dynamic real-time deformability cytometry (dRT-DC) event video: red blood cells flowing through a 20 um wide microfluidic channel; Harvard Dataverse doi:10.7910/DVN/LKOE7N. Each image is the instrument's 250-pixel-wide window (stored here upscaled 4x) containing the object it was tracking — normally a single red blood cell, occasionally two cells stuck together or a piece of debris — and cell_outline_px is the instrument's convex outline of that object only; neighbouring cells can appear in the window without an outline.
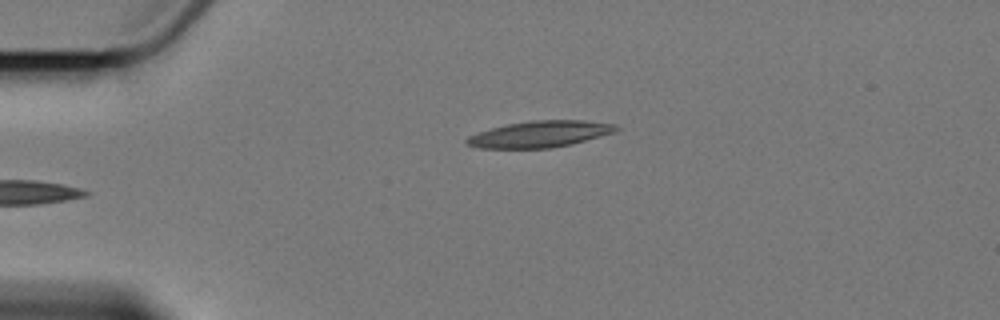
{"species": "Egyptian fruit bat (a non-hibernating species)", "species_latin": "Rousettus aegyptiacus", "temperature_condition": "cold", "stored_images_in_passage": 2, "camera_frame_rate_fps": 3000, "um_per_image_px": 0.085, "animal": {"sex": "female"}, "frame": {"image": 1, "passage_image": 2, "time_ms": 1.333, "image_size_px": [1000, 320], "cell_outline_px": [[620, 128], [616, 132], [572, 144], [552, 148], [480, 148], [468, 144], [464, 140], [468, 136], [492, 128], [508, 124], [532, 120], [584, 120], [616, 124]], "centroid_in_image_um": [45.95, 11.4], "position_along_channel_um": 39.1, "area_um2": 22.95}}